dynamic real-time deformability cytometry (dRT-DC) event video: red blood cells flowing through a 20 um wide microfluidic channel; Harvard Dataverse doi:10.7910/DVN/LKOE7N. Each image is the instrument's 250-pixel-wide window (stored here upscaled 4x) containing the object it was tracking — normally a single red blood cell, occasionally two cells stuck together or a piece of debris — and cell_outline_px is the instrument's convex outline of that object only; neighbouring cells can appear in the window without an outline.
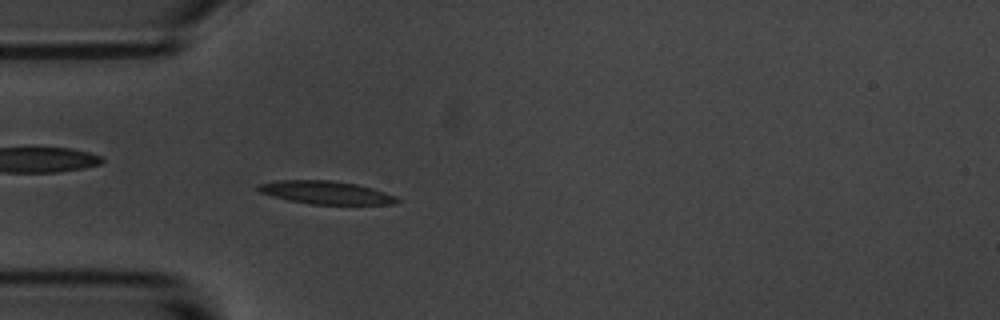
{"species": "common noctule bat (a hibernating species)", "species_latin": "Nyctalus noctula", "temperature_condition": "room temperature", "stored_images_in_passage": 46, "camera_frame_rate_fps": 3000, "um_per_image_px": 0.085, "animal": {"sex": "male", "body_mass_g": 20.1, "forearm_length_mm": 53.5}, "frame": {"image": 1, "passage_image": 5, "time_ms": 1.333, "image_size_px": [1000, 320], "cell_outline_px": [[400, 200], [396, 204], [308, 204], [288, 200], [272, 196], [260, 192], [256, 188], [256, 184], [276, 180], [328, 180], [356, 184], [372, 188], [396, 196]], "centroid_in_image_um": [27.66, 16.36], "position_along_channel_um": 57.3, "area_um2": 18.67}}
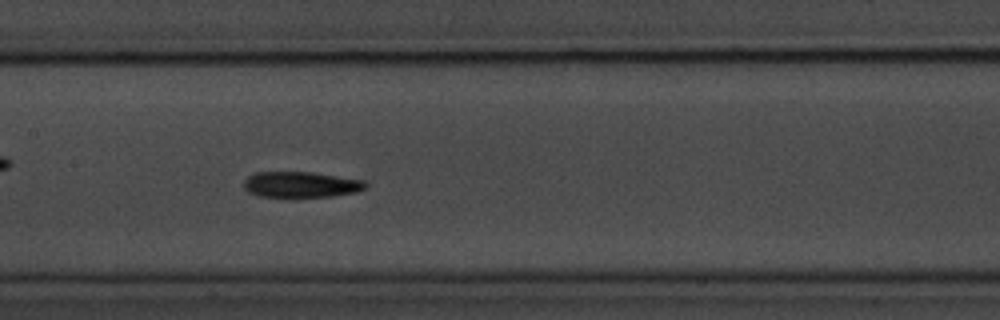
{"frame": {"image": 2, "passage_image": 16, "time_ms": 5.0, "image_size_px": [1000, 320], "cell_outline_px": [[368, 184], [364, 188], [356, 192], [332, 196], [296, 200], [260, 196], [248, 192], [244, 188], [244, 180], [248, 176], [256, 172], [312, 172], [364, 180]], "centroid_in_image_um": [25.55, 15.73], "position_along_channel_um": 181.8, "area_um2": 19.13}}
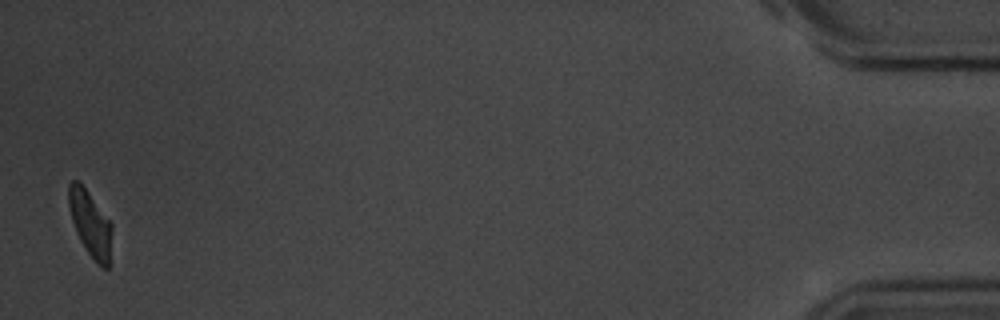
{"frame": {"image": 3, "passage_image": 45, "time_ms": 14.667, "image_size_px": [1000, 320], "cell_outline_px": [[112, 232], [108, 268], [104, 268], [96, 264], [84, 248], [76, 232], [72, 220], [68, 204], [68, 184], [72, 180], [80, 180], [112, 224]], "centroid_in_image_um": [7.66, 18.99], "position_along_channel_um": 427.5, "area_um2": 16.7}, "authors_computed_cell_mechanics": {"area_um2": 18.1203, "velocity_mm_per_s": 3.4878, "shape_relaxation_time_tau1_ms": 3.6125, "shape_relaxation_time_tau2_ms": 4.4872, "deformation_change_tau1": 0.1585, "deformation_change_tau2": 0.1129}}